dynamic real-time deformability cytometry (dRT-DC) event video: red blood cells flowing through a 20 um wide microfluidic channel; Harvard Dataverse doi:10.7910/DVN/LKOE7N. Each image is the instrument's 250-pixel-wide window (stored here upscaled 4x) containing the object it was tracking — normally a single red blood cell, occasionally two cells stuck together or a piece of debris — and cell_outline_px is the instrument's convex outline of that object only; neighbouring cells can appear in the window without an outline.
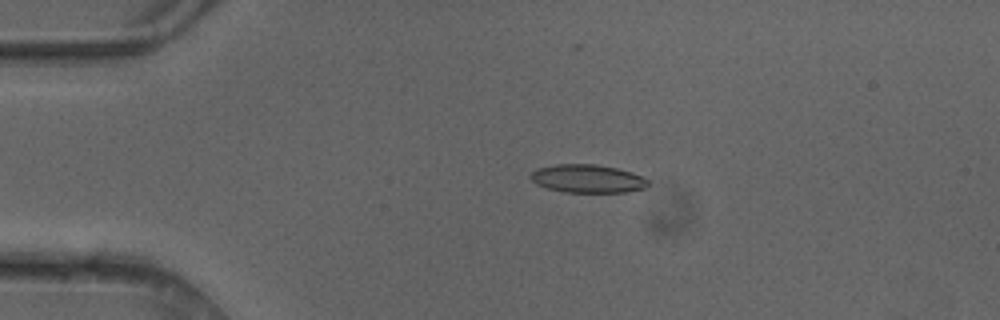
{"species": "common noctule bat (a hibernating species)", "species_latin": "Nyctalus noctula", "temperature_condition": "cold", "stored_images_in_passage": 4, "camera_frame_rate_fps": 3000, "um_per_image_px": 0.085, "animal": {"sex": "female"}, "frame": {"image": 1, "passage_image": 3, "time_ms": 0.667, "image_size_px": [1000, 320], "cell_outline_px": [[648, 188], [624, 192], [564, 192], [548, 188], [536, 184], [528, 176], [536, 168], [556, 164], [596, 164], [616, 168], [632, 172], [648, 180]], "centroid_in_image_um": [49.93, 15.18], "position_along_channel_um": 35.1, "area_um2": 19.36}}